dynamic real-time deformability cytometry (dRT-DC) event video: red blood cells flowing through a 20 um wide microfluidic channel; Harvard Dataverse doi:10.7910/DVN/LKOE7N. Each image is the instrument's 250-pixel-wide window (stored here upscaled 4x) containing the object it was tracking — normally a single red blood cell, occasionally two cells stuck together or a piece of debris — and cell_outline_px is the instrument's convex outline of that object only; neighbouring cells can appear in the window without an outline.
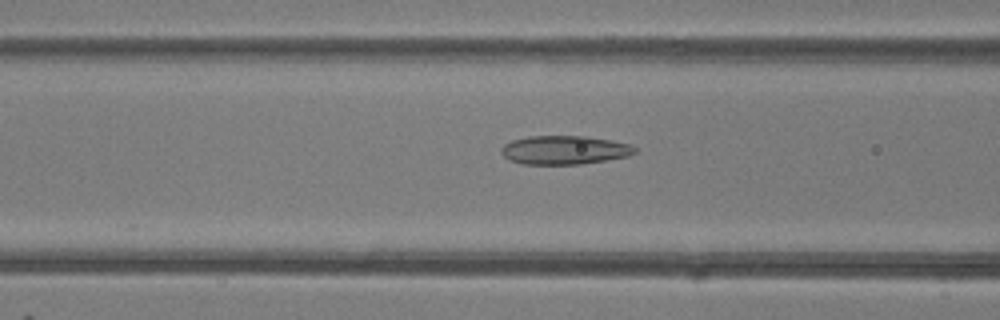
{"species": "common noctule bat (a hibernating species)", "species_latin": "Nyctalus noctula", "temperature_condition": "room temperature", "stored_images_in_passage": 43, "camera_frame_rate_fps": 3000, "um_per_image_px": 0.085, "animal": {"sex": "female"}, "frame": {"image": 1, "passage_image": 14, "time_ms": 4.333, "image_size_px": [1000, 320], "cell_outline_px": [[636, 152], [628, 156], [580, 164], [520, 164], [508, 160], [500, 152], [500, 148], [504, 144], [512, 140], [528, 136], [584, 136], [608, 140], [628, 144], [636, 148]], "centroid_in_image_um": [47.9, 12.75], "position_along_channel_um": 118.7, "area_um2": 22.25}}
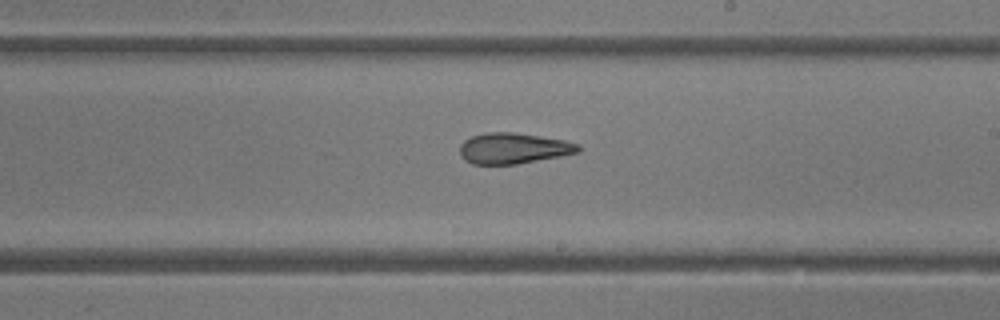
{"frame": {"image": 2, "passage_image": 23, "time_ms": 7.333, "image_size_px": [1000, 320], "cell_outline_px": [[580, 152], [560, 156], [516, 164], [472, 164], [464, 160], [460, 156], [460, 144], [464, 140], [472, 136], [488, 132], [512, 132], [540, 136], [564, 140], [580, 144]], "centroid_in_image_um": [43.62, 12.61], "position_along_channel_um": 245.4, "area_um2": 21.27}}
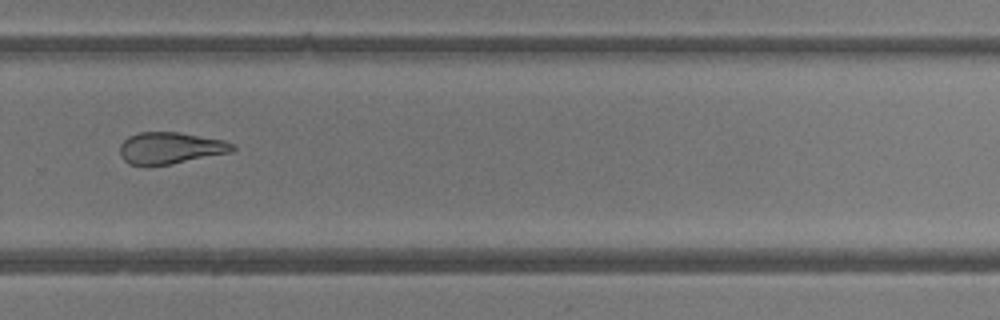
{"frame": {"image": 3, "passage_image": 28, "time_ms": 9.0, "image_size_px": [1000, 320], "cell_outline_px": [[236, 148], [232, 152], [172, 164], [128, 164], [120, 156], [120, 144], [128, 136], [140, 132], [180, 132], [224, 140], [236, 144]], "centroid_in_image_um": [14.52, 12.57], "position_along_channel_um": 315.3, "area_um2": 20.81}, "authors_computed_cell_mechanics": {"area_um2": 22.9466, "velocity_mm_per_s": 4.2258, "shape_relaxation_time_tau1_ms": null, "shape_relaxation_time_tau2_ms": 3.1448, "deformation_change_tau1": null, "deformation_change_tau2": 0.1194}}